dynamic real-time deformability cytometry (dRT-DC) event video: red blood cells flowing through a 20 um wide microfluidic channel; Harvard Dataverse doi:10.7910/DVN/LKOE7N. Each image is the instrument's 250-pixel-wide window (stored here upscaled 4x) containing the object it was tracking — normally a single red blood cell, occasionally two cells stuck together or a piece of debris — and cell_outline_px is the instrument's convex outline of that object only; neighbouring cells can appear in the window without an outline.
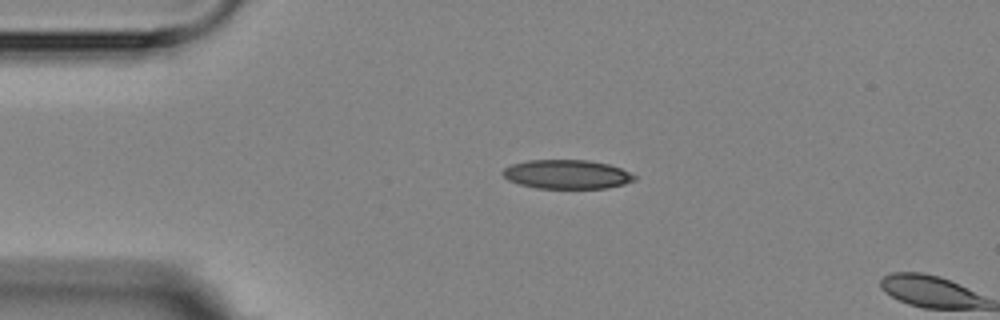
{"species": "Egyptian fruit bat (a non-hibernating species)", "species_latin": "Rousettus aegyptiacus", "temperature_condition": "room temperature", "stored_images_in_passage": 3, "camera_frame_rate_fps": 3000, "um_per_image_px": 0.085, "animal": {"sex": "female"}, "frame": {"image": 1, "passage_image": 2, "time_ms": 1.333, "image_size_px": [1000, 320], "cell_outline_px": [[636, 180], [624, 184], [608, 188], [536, 188], [520, 184], [508, 180], [500, 172], [504, 168], [512, 164], [528, 160], [588, 160], [608, 164], [620, 168], [636, 176]], "centroid_in_image_um": [48.17, 14.82], "position_along_channel_um": 36.8, "area_um2": 22.25}}